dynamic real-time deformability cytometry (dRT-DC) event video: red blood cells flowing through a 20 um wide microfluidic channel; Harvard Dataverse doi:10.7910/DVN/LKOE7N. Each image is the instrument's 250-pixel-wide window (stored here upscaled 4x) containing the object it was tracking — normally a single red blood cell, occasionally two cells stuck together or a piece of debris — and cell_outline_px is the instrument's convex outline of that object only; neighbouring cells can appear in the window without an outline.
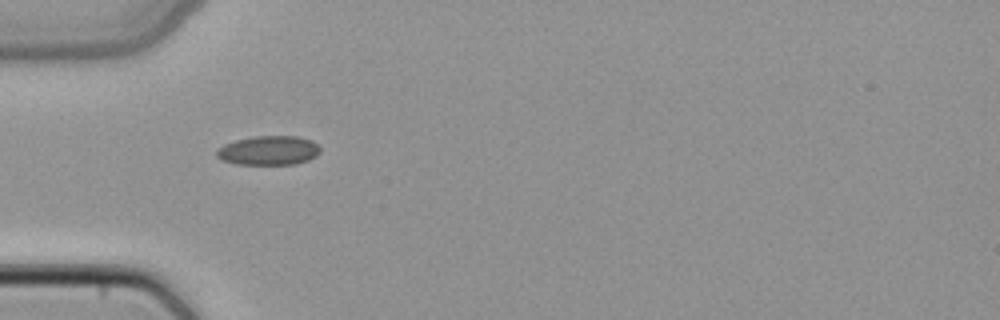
{"species": "common noctule bat (a hibernating species)", "species_latin": "Nyctalus noctula", "temperature_condition": "cold", "stored_images_in_passage": 34, "camera_frame_rate_fps": 3000, "um_per_image_px": 0.085, "animal": {"sex": "female", "body_mass_g": 22.7, "forearm_length_mm": 54.2}, "frame": {"image": 1, "passage_image": 1, "time_ms": 0.0, "image_size_px": [1000, 320], "cell_outline_px": [[320, 152], [316, 156], [308, 160], [296, 164], [236, 164], [224, 160], [216, 156], [216, 152], [224, 144], [236, 140], [256, 136], [296, 136], [312, 140], [320, 148]], "centroid_in_image_um": [22.86, 12.79], "position_along_channel_um": 62.1, "area_um2": 17.51}}
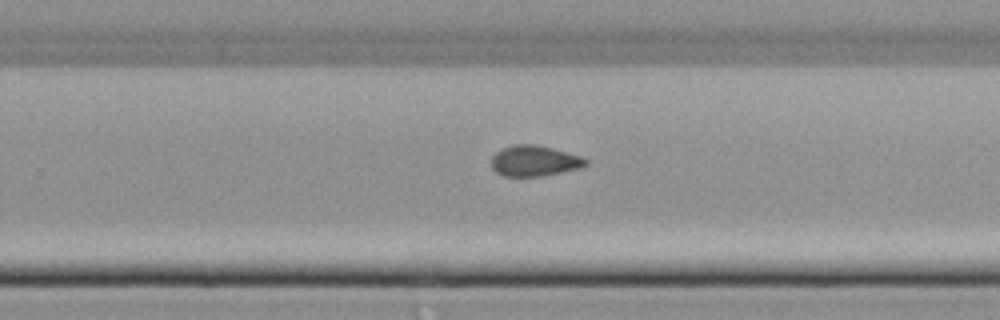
{"frame": {"image": 2, "passage_image": 17, "time_ms": 5.333, "image_size_px": [1000, 320], "cell_outline_px": [[588, 164], [580, 168], [544, 176], [504, 176], [496, 172], [492, 168], [492, 156], [500, 148], [512, 144], [536, 144], [552, 148], [580, 156], [588, 160]], "centroid_in_image_um": [45.41, 13.67], "position_along_channel_um": 284.4, "area_um2": 16.99}}
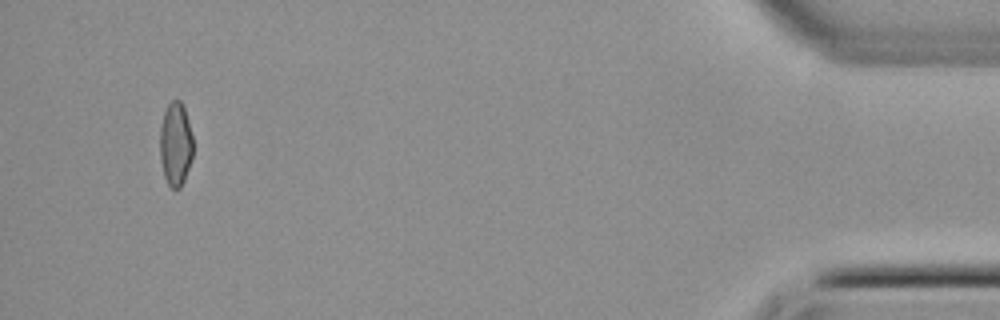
{"frame": {"image": 3, "passage_image": 32, "time_ms": 10.333, "image_size_px": [1000, 320], "cell_outline_px": [[192, 156], [184, 180], [180, 188], [172, 188], [168, 184], [164, 176], [160, 160], [160, 128], [164, 112], [168, 104], [172, 100], [180, 100], [184, 108], [188, 120], [192, 136]], "centroid_in_image_um": [14.91, 12.24], "position_along_channel_um": 420.3, "area_um2": 16.01}}